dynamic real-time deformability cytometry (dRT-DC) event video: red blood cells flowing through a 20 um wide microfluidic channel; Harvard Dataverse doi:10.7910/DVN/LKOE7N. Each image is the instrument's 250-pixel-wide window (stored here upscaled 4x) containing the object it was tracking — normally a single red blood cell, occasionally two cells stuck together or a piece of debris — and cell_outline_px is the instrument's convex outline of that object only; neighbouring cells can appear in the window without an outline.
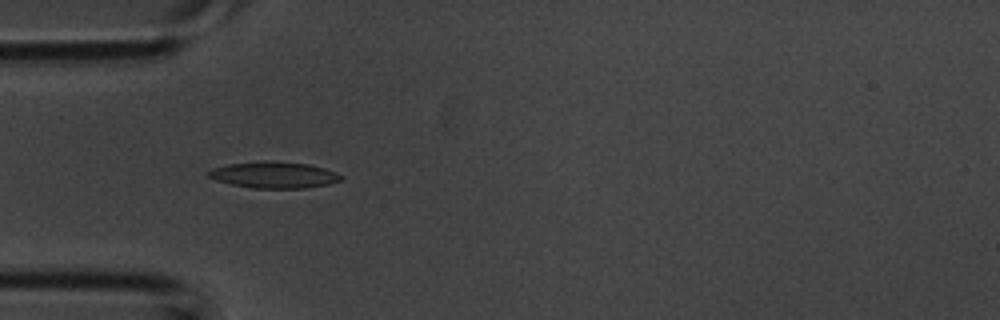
{"species": "common noctule bat (a hibernating species)", "species_latin": "Nyctalus noctula", "temperature_condition": "room temperature", "stored_images_in_passage": 5, "camera_frame_rate_fps": 3000, "um_per_image_px": 0.085, "animal": {"sex": "male", "body_mass_g": 20.1, "forearm_length_mm": 53.5}, "frame": {"image": 1, "passage_image": 3, "time_ms": 0.667, "image_size_px": [1000, 320], "cell_outline_px": [[344, 180], [328, 184], [304, 188], [252, 188], [232, 184], [216, 180], [208, 176], [208, 172], [212, 168], [228, 164], [264, 160], [272, 160], [308, 164], [324, 168], [336, 172], [344, 176]], "centroid_in_image_um": [23.32, 14.86], "position_along_channel_um": 61.7, "area_um2": 20.52}}
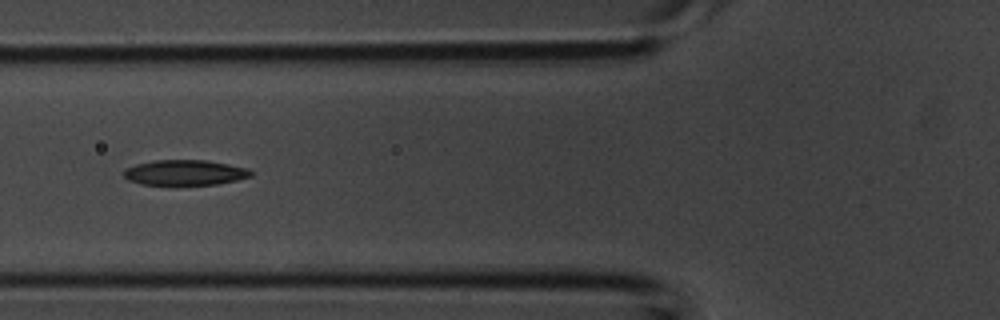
{"frame": {"image": 2, "passage_image": 4, "time_ms": 1.0, "image_size_px": [1000, 320], "cell_outline_px": [[252, 176], [236, 180], [216, 184], [140, 184], [128, 180], [124, 176], [124, 168], [136, 164], [156, 160], [208, 160], [248, 168], [252, 172]], "centroid_in_image_um": [15.71, 14.66], "position_along_channel_um": 110.1, "area_um2": 18.61}}
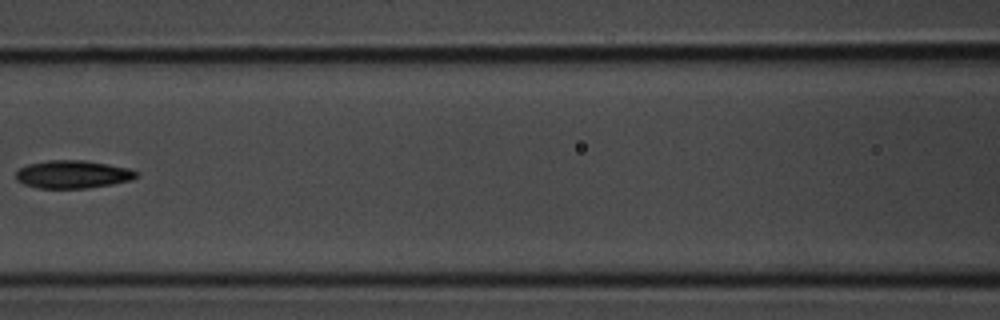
{"frame": {"image": 3, "passage_image": 5, "time_ms": 1.333, "image_size_px": [1000, 320], "cell_outline_px": [[140, 172], [136, 176], [128, 180], [112, 184], [88, 188], [40, 188], [24, 184], [16, 180], [16, 172], [20, 168], [28, 164], [48, 160], [84, 160], [108, 164], [128, 168]], "centroid_in_image_um": [6.17, 14.81], "position_along_channel_um": 160.4, "area_um2": 19.48}}